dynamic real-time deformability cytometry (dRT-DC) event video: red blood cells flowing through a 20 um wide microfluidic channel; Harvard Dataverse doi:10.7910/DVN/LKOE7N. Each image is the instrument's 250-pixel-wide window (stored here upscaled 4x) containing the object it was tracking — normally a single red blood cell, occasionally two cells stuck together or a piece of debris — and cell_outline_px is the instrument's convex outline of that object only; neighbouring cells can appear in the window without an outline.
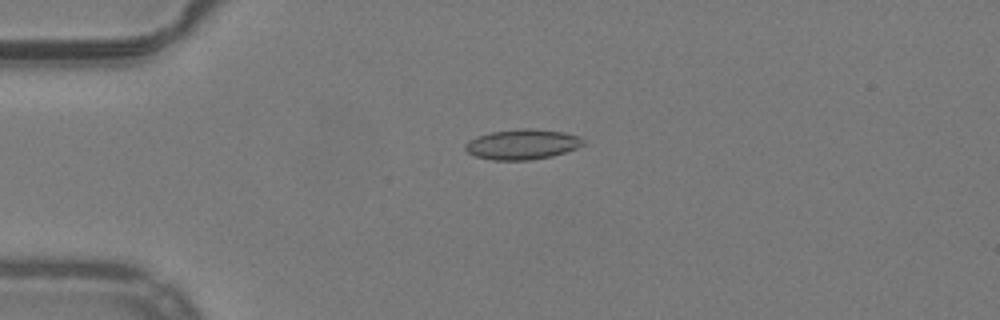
{"species": "common noctule bat (a hibernating species)", "species_latin": "Nyctalus noctula", "temperature_condition": "warm", "stored_images_in_passage": 53, "camera_frame_rate_fps": 3000, "um_per_image_px": 0.085, "animal": {"sex": "male", "body_mass_g": 19.2, "forearm_length_mm": 51.8}, "frame": {"image": 1, "passage_image": 14, "time_ms": 4.333, "image_size_px": [1000, 320], "cell_outline_px": [[584, 144], [576, 148], [552, 156], [532, 160], [492, 160], [476, 156], [468, 152], [464, 148], [464, 144], [468, 140], [476, 136], [492, 132], [524, 128], [532, 128], [564, 132], [580, 136], [584, 140]], "centroid_in_image_um": [44.39, 12.26], "position_along_channel_um": 40.6, "area_um2": 20.81}}
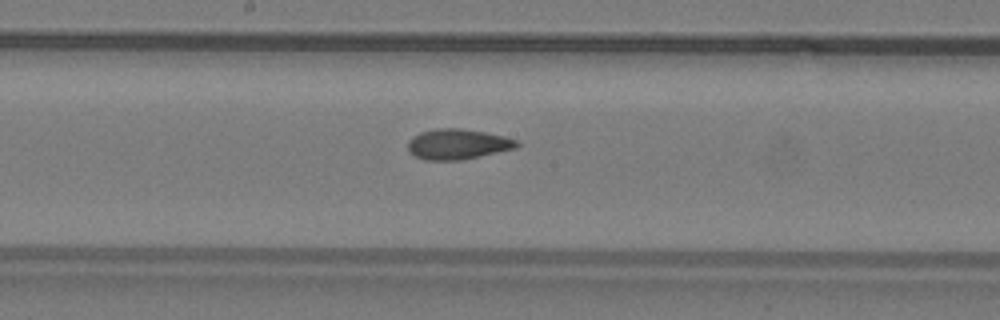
{"frame": {"image": 2, "passage_image": 29, "time_ms": 9.333, "image_size_px": [1000, 320], "cell_outline_px": [[520, 144], [516, 148], [460, 160], [424, 160], [408, 152], [408, 140], [412, 136], [420, 132], [436, 128], [460, 128], [484, 132], [504, 136], [516, 140]], "centroid_in_image_um": [38.86, 12.25], "position_along_channel_um": 209.3, "area_um2": 19.25}}
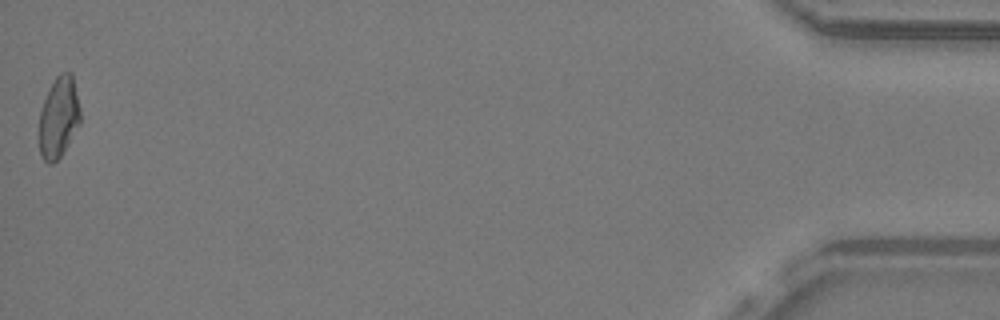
{"frame": {"image": 3, "passage_image": 53, "time_ms": 17.333, "image_size_px": [1000, 320], "cell_outline_px": [[80, 124], [60, 156], [52, 164], [48, 164], [44, 160], [40, 152], [40, 112], [48, 88], [56, 76], [60, 72], [72, 72], [80, 108]], "centroid_in_image_um": [5.0, 9.93], "position_along_channel_um": 430.2, "area_um2": 19.31}, "authors_computed_cell_mechanics": {"area_um2": 19.4208, "velocity_mm_per_s": 3.9948, "shape_relaxation_time_tau1_ms": null, "shape_relaxation_time_tau2_ms": 2.2897, "deformation_change_tau1": null, "deformation_change_tau2": 0.0826}}